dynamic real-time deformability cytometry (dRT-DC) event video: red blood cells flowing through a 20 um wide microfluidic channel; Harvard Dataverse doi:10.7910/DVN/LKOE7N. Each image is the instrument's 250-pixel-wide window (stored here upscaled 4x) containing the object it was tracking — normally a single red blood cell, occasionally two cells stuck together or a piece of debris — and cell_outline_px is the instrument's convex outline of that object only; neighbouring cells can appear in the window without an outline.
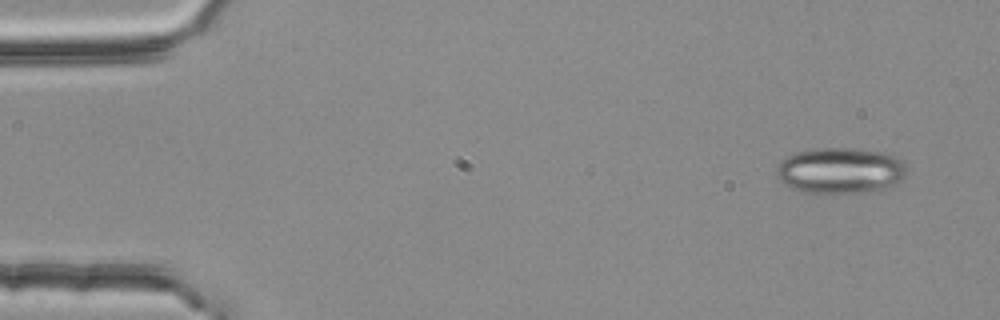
{"species": "common noctule bat (a hibernating species)", "species_latin": "Nyctalus noctula", "temperature_condition": "room temperature", "stored_images_in_passage": 3, "camera_frame_rate_fps": 3000, "um_per_image_px": 0.085, "animal": {"sex": "female", "body_mass_g": 25.1}, "frame": {"image": 1, "passage_image": 1, "time_ms": 0.0, "image_size_px": [1000, 320], "cell_outline_px": [[904, 180], [884, 188], [856, 192], [804, 192], [792, 188], [784, 184], [776, 176], [776, 168], [788, 156], [796, 152], [816, 148], [856, 148], [884, 152], [896, 156], [904, 164]], "centroid_in_image_um": [71.42, 14.47], "position_along_channel_um": 13.6, "area_um2": 34.45}}